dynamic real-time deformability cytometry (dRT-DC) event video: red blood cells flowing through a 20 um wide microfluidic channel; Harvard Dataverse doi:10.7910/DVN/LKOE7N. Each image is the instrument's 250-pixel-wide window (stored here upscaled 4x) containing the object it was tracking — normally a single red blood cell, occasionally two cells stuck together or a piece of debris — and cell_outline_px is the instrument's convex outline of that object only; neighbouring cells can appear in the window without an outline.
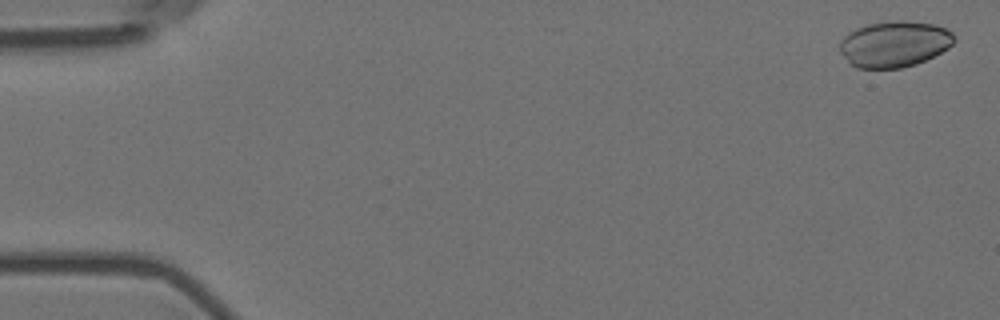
{"species": "Egyptian fruit bat (a non-hibernating species)", "species_latin": "Rousettus aegyptiacus", "temperature_condition": "room temperature", "stored_images_in_passage": 6, "camera_frame_rate_fps": 3000, "um_per_image_px": 0.085, "animal": {"sex": "female"}, "frame": {"image": 1, "passage_image": 1, "time_ms": 0.0, "image_size_px": [1000, 320], "cell_outline_px": [[956, 40], [948, 48], [916, 64], [900, 68], [856, 68], [840, 52], [840, 40], [848, 32], [856, 28], [868, 24], [892, 20], [900, 20], [932, 24], [944, 28], [952, 32], [956, 36]], "centroid_in_image_um": [76.01, 3.73], "position_along_channel_um": 9.0, "area_um2": 30.58}}